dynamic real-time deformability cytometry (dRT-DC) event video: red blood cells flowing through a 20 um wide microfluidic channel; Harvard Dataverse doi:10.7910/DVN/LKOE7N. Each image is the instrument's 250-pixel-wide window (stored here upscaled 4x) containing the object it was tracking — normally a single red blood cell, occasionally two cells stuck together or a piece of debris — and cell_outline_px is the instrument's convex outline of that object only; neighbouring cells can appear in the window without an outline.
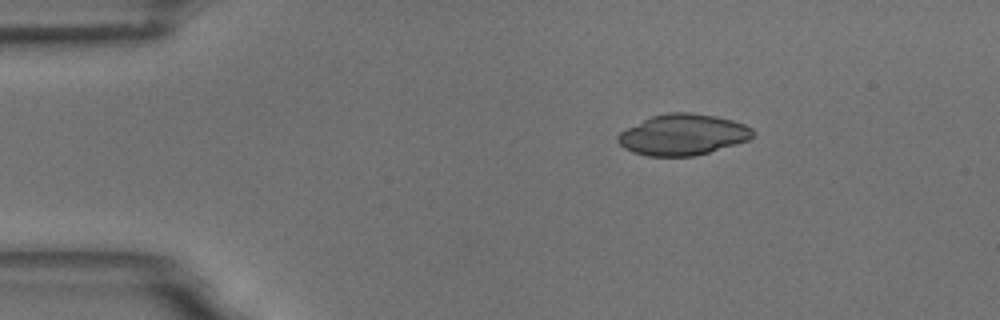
{"species": "common noctule bat (a hibernating species)", "species_latin": "Nyctalus noctula", "temperature_condition": "room temperature", "stored_images_in_passage": 33, "camera_frame_rate_fps": 3000, "um_per_image_px": 0.085, "animal": {"sex": "male", "body_mass_g": 18.8}, "frame": {"image": 1, "passage_image": 1, "time_ms": 0.0, "image_size_px": [1000, 320], "cell_outline_px": [[756, 132], [748, 140], [736, 144], [696, 156], [648, 156], [632, 152], [624, 148], [616, 140], [616, 136], [620, 132], [652, 116], [668, 112], [692, 112], [716, 116], [732, 120], [744, 124], [752, 128]], "centroid_in_image_um": [58.05, 11.45], "position_along_channel_um": 26.9, "area_um2": 32.25}}